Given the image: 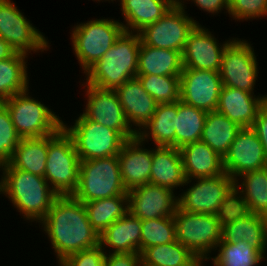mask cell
Listing matches in <instances>:
<instances>
[{
  "label": "cell",
  "instance_id": "obj_1",
  "mask_svg": "<svg viewBox=\"0 0 267 266\" xmlns=\"http://www.w3.org/2000/svg\"><path fill=\"white\" fill-rule=\"evenodd\" d=\"M39 226L47 235L58 264L71 254L99 245V234L88 220L84 203L72 195L58 196Z\"/></svg>",
  "mask_w": 267,
  "mask_h": 266
},
{
  "label": "cell",
  "instance_id": "obj_2",
  "mask_svg": "<svg viewBox=\"0 0 267 266\" xmlns=\"http://www.w3.org/2000/svg\"><path fill=\"white\" fill-rule=\"evenodd\" d=\"M0 194H4L23 219L40 223L59 196L40 175L14 168L9 162L0 165Z\"/></svg>",
  "mask_w": 267,
  "mask_h": 266
},
{
  "label": "cell",
  "instance_id": "obj_3",
  "mask_svg": "<svg viewBox=\"0 0 267 266\" xmlns=\"http://www.w3.org/2000/svg\"><path fill=\"white\" fill-rule=\"evenodd\" d=\"M139 33L123 31L110 49L84 74L85 82L101 89L115 90L137 77Z\"/></svg>",
  "mask_w": 267,
  "mask_h": 266
},
{
  "label": "cell",
  "instance_id": "obj_4",
  "mask_svg": "<svg viewBox=\"0 0 267 266\" xmlns=\"http://www.w3.org/2000/svg\"><path fill=\"white\" fill-rule=\"evenodd\" d=\"M117 155L81 160L79 183L72 196L83 203L114 196H128Z\"/></svg>",
  "mask_w": 267,
  "mask_h": 266
},
{
  "label": "cell",
  "instance_id": "obj_5",
  "mask_svg": "<svg viewBox=\"0 0 267 266\" xmlns=\"http://www.w3.org/2000/svg\"><path fill=\"white\" fill-rule=\"evenodd\" d=\"M123 31L122 22L113 18H94L72 27V49L83 73L102 58Z\"/></svg>",
  "mask_w": 267,
  "mask_h": 266
},
{
  "label": "cell",
  "instance_id": "obj_6",
  "mask_svg": "<svg viewBox=\"0 0 267 266\" xmlns=\"http://www.w3.org/2000/svg\"><path fill=\"white\" fill-rule=\"evenodd\" d=\"M80 162L72 138L62 127L48 135L44 178L59 196L72 195L76 191Z\"/></svg>",
  "mask_w": 267,
  "mask_h": 266
},
{
  "label": "cell",
  "instance_id": "obj_7",
  "mask_svg": "<svg viewBox=\"0 0 267 266\" xmlns=\"http://www.w3.org/2000/svg\"><path fill=\"white\" fill-rule=\"evenodd\" d=\"M29 93L28 88L2 102L18 135L21 138H40L56 133L62 127V118Z\"/></svg>",
  "mask_w": 267,
  "mask_h": 266
},
{
  "label": "cell",
  "instance_id": "obj_8",
  "mask_svg": "<svg viewBox=\"0 0 267 266\" xmlns=\"http://www.w3.org/2000/svg\"><path fill=\"white\" fill-rule=\"evenodd\" d=\"M74 125L62 122V128L72 138L80 160L118 155L127 141L118 131L88 120L82 113Z\"/></svg>",
  "mask_w": 267,
  "mask_h": 266
},
{
  "label": "cell",
  "instance_id": "obj_9",
  "mask_svg": "<svg viewBox=\"0 0 267 266\" xmlns=\"http://www.w3.org/2000/svg\"><path fill=\"white\" fill-rule=\"evenodd\" d=\"M173 218L177 241L195 257L209 259L222 239V227L215 214L191 213L177 207Z\"/></svg>",
  "mask_w": 267,
  "mask_h": 266
},
{
  "label": "cell",
  "instance_id": "obj_10",
  "mask_svg": "<svg viewBox=\"0 0 267 266\" xmlns=\"http://www.w3.org/2000/svg\"><path fill=\"white\" fill-rule=\"evenodd\" d=\"M185 3L176 2L159 20L141 30V41L148 46L183 53L189 33L199 24L189 16Z\"/></svg>",
  "mask_w": 267,
  "mask_h": 266
},
{
  "label": "cell",
  "instance_id": "obj_11",
  "mask_svg": "<svg viewBox=\"0 0 267 266\" xmlns=\"http://www.w3.org/2000/svg\"><path fill=\"white\" fill-rule=\"evenodd\" d=\"M36 28L12 0H0V37L16 52L29 56L49 50L51 43Z\"/></svg>",
  "mask_w": 267,
  "mask_h": 266
},
{
  "label": "cell",
  "instance_id": "obj_12",
  "mask_svg": "<svg viewBox=\"0 0 267 266\" xmlns=\"http://www.w3.org/2000/svg\"><path fill=\"white\" fill-rule=\"evenodd\" d=\"M253 47L240 38H234L226 46L219 71L223 86L254 94L259 64Z\"/></svg>",
  "mask_w": 267,
  "mask_h": 266
},
{
  "label": "cell",
  "instance_id": "obj_13",
  "mask_svg": "<svg viewBox=\"0 0 267 266\" xmlns=\"http://www.w3.org/2000/svg\"><path fill=\"white\" fill-rule=\"evenodd\" d=\"M82 86L87 98L82 114L88 120L118 131L126 140L137 137L125 117L115 90L101 89L86 82H83Z\"/></svg>",
  "mask_w": 267,
  "mask_h": 266
},
{
  "label": "cell",
  "instance_id": "obj_14",
  "mask_svg": "<svg viewBox=\"0 0 267 266\" xmlns=\"http://www.w3.org/2000/svg\"><path fill=\"white\" fill-rule=\"evenodd\" d=\"M184 185L189 188L178 195L179 209L191 213L215 214L226 193L234 185V180L224 172L216 177L186 179Z\"/></svg>",
  "mask_w": 267,
  "mask_h": 266
},
{
  "label": "cell",
  "instance_id": "obj_15",
  "mask_svg": "<svg viewBox=\"0 0 267 266\" xmlns=\"http://www.w3.org/2000/svg\"><path fill=\"white\" fill-rule=\"evenodd\" d=\"M234 39L219 43L200 23L189 33L182 53L183 69H199L219 72L226 46Z\"/></svg>",
  "mask_w": 267,
  "mask_h": 266
},
{
  "label": "cell",
  "instance_id": "obj_16",
  "mask_svg": "<svg viewBox=\"0 0 267 266\" xmlns=\"http://www.w3.org/2000/svg\"><path fill=\"white\" fill-rule=\"evenodd\" d=\"M222 86L219 72L183 69L180 75V100L206 112L216 111Z\"/></svg>",
  "mask_w": 267,
  "mask_h": 266
},
{
  "label": "cell",
  "instance_id": "obj_17",
  "mask_svg": "<svg viewBox=\"0 0 267 266\" xmlns=\"http://www.w3.org/2000/svg\"><path fill=\"white\" fill-rule=\"evenodd\" d=\"M174 192L150 183L137 186L127 193L129 212L140 220L173 216L178 207V196Z\"/></svg>",
  "mask_w": 267,
  "mask_h": 266
},
{
  "label": "cell",
  "instance_id": "obj_18",
  "mask_svg": "<svg viewBox=\"0 0 267 266\" xmlns=\"http://www.w3.org/2000/svg\"><path fill=\"white\" fill-rule=\"evenodd\" d=\"M267 167L262 144L251 128H242L223 157V169L233 180Z\"/></svg>",
  "mask_w": 267,
  "mask_h": 266
},
{
  "label": "cell",
  "instance_id": "obj_19",
  "mask_svg": "<svg viewBox=\"0 0 267 266\" xmlns=\"http://www.w3.org/2000/svg\"><path fill=\"white\" fill-rule=\"evenodd\" d=\"M138 137L127 140L117 155L123 185L127 191L150 183L152 148H146Z\"/></svg>",
  "mask_w": 267,
  "mask_h": 266
},
{
  "label": "cell",
  "instance_id": "obj_20",
  "mask_svg": "<svg viewBox=\"0 0 267 266\" xmlns=\"http://www.w3.org/2000/svg\"><path fill=\"white\" fill-rule=\"evenodd\" d=\"M115 92L129 125L138 133L153 117L158 103L145 91L138 77L128 79Z\"/></svg>",
  "mask_w": 267,
  "mask_h": 266
},
{
  "label": "cell",
  "instance_id": "obj_21",
  "mask_svg": "<svg viewBox=\"0 0 267 266\" xmlns=\"http://www.w3.org/2000/svg\"><path fill=\"white\" fill-rule=\"evenodd\" d=\"M267 102V95H255L222 86L216 110L242 128H251L258 112Z\"/></svg>",
  "mask_w": 267,
  "mask_h": 266
},
{
  "label": "cell",
  "instance_id": "obj_22",
  "mask_svg": "<svg viewBox=\"0 0 267 266\" xmlns=\"http://www.w3.org/2000/svg\"><path fill=\"white\" fill-rule=\"evenodd\" d=\"M141 233V220L128 211L99 235V245L105 253L141 254Z\"/></svg>",
  "mask_w": 267,
  "mask_h": 266
},
{
  "label": "cell",
  "instance_id": "obj_23",
  "mask_svg": "<svg viewBox=\"0 0 267 266\" xmlns=\"http://www.w3.org/2000/svg\"><path fill=\"white\" fill-rule=\"evenodd\" d=\"M154 147L150 184L167 187L173 191L179 189L177 187H184L186 178L180 149L172 146Z\"/></svg>",
  "mask_w": 267,
  "mask_h": 266
},
{
  "label": "cell",
  "instance_id": "obj_24",
  "mask_svg": "<svg viewBox=\"0 0 267 266\" xmlns=\"http://www.w3.org/2000/svg\"><path fill=\"white\" fill-rule=\"evenodd\" d=\"M180 152L186 179L210 178L224 173L223 158L201 140L184 145Z\"/></svg>",
  "mask_w": 267,
  "mask_h": 266
},
{
  "label": "cell",
  "instance_id": "obj_25",
  "mask_svg": "<svg viewBox=\"0 0 267 266\" xmlns=\"http://www.w3.org/2000/svg\"><path fill=\"white\" fill-rule=\"evenodd\" d=\"M124 31L139 33L165 15L177 0H120Z\"/></svg>",
  "mask_w": 267,
  "mask_h": 266
},
{
  "label": "cell",
  "instance_id": "obj_26",
  "mask_svg": "<svg viewBox=\"0 0 267 266\" xmlns=\"http://www.w3.org/2000/svg\"><path fill=\"white\" fill-rule=\"evenodd\" d=\"M182 71L181 52L155 48L141 41L137 75L180 76Z\"/></svg>",
  "mask_w": 267,
  "mask_h": 266
},
{
  "label": "cell",
  "instance_id": "obj_27",
  "mask_svg": "<svg viewBox=\"0 0 267 266\" xmlns=\"http://www.w3.org/2000/svg\"><path fill=\"white\" fill-rule=\"evenodd\" d=\"M177 114L178 102L158 104L153 117L137 133V137L145 144L150 139L155 146L175 147Z\"/></svg>",
  "mask_w": 267,
  "mask_h": 266
},
{
  "label": "cell",
  "instance_id": "obj_28",
  "mask_svg": "<svg viewBox=\"0 0 267 266\" xmlns=\"http://www.w3.org/2000/svg\"><path fill=\"white\" fill-rule=\"evenodd\" d=\"M223 242H247L266 257L267 250V217L250 213L222 227Z\"/></svg>",
  "mask_w": 267,
  "mask_h": 266
},
{
  "label": "cell",
  "instance_id": "obj_29",
  "mask_svg": "<svg viewBox=\"0 0 267 266\" xmlns=\"http://www.w3.org/2000/svg\"><path fill=\"white\" fill-rule=\"evenodd\" d=\"M241 129L236 122L217 110L207 112L200 140L223 158Z\"/></svg>",
  "mask_w": 267,
  "mask_h": 266
},
{
  "label": "cell",
  "instance_id": "obj_30",
  "mask_svg": "<svg viewBox=\"0 0 267 266\" xmlns=\"http://www.w3.org/2000/svg\"><path fill=\"white\" fill-rule=\"evenodd\" d=\"M48 154V136L21 138L9 163L16 169L44 177Z\"/></svg>",
  "mask_w": 267,
  "mask_h": 266
},
{
  "label": "cell",
  "instance_id": "obj_31",
  "mask_svg": "<svg viewBox=\"0 0 267 266\" xmlns=\"http://www.w3.org/2000/svg\"><path fill=\"white\" fill-rule=\"evenodd\" d=\"M28 57L16 52L11 58L0 61V102L29 88Z\"/></svg>",
  "mask_w": 267,
  "mask_h": 266
},
{
  "label": "cell",
  "instance_id": "obj_32",
  "mask_svg": "<svg viewBox=\"0 0 267 266\" xmlns=\"http://www.w3.org/2000/svg\"><path fill=\"white\" fill-rule=\"evenodd\" d=\"M91 226L100 235L128 211V196H114L84 203Z\"/></svg>",
  "mask_w": 267,
  "mask_h": 266
},
{
  "label": "cell",
  "instance_id": "obj_33",
  "mask_svg": "<svg viewBox=\"0 0 267 266\" xmlns=\"http://www.w3.org/2000/svg\"><path fill=\"white\" fill-rule=\"evenodd\" d=\"M251 213L267 217V167L246 172L234 180Z\"/></svg>",
  "mask_w": 267,
  "mask_h": 266
},
{
  "label": "cell",
  "instance_id": "obj_34",
  "mask_svg": "<svg viewBox=\"0 0 267 266\" xmlns=\"http://www.w3.org/2000/svg\"><path fill=\"white\" fill-rule=\"evenodd\" d=\"M207 112L183 101H178V114L176 117L175 148L200 141Z\"/></svg>",
  "mask_w": 267,
  "mask_h": 266
},
{
  "label": "cell",
  "instance_id": "obj_35",
  "mask_svg": "<svg viewBox=\"0 0 267 266\" xmlns=\"http://www.w3.org/2000/svg\"><path fill=\"white\" fill-rule=\"evenodd\" d=\"M216 250L217 255L209 258L213 266H258L266 258L259 250L242 240L236 243L221 240Z\"/></svg>",
  "mask_w": 267,
  "mask_h": 266
},
{
  "label": "cell",
  "instance_id": "obj_36",
  "mask_svg": "<svg viewBox=\"0 0 267 266\" xmlns=\"http://www.w3.org/2000/svg\"><path fill=\"white\" fill-rule=\"evenodd\" d=\"M195 255L179 241L146 248L141 253L142 266H186Z\"/></svg>",
  "mask_w": 267,
  "mask_h": 266
},
{
  "label": "cell",
  "instance_id": "obj_37",
  "mask_svg": "<svg viewBox=\"0 0 267 266\" xmlns=\"http://www.w3.org/2000/svg\"><path fill=\"white\" fill-rule=\"evenodd\" d=\"M145 91L158 104L180 100V76L137 75Z\"/></svg>",
  "mask_w": 267,
  "mask_h": 266
},
{
  "label": "cell",
  "instance_id": "obj_38",
  "mask_svg": "<svg viewBox=\"0 0 267 266\" xmlns=\"http://www.w3.org/2000/svg\"><path fill=\"white\" fill-rule=\"evenodd\" d=\"M141 253L154 245L176 241V227L173 216L141 220Z\"/></svg>",
  "mask_w": 267,
  "mask_h": 266
},
{
  "label": "cell",
  "instance_id": "obj_39",
  "mask_svg": "<svg viewBox=\"0 0 267 266\" xmlns=\"http://www.w3.org/2000/svg\"><path fill=\"white\" fill-rule=\"evenodd\" d=\"M248 202L243 197L242 192L233 185L226 193L221 205L217 209L215 216L221 227L240 220L250 214Z\"/></svg>",
  "mask_w": 267,
  "mask_h": 266
},
{
  "label": "cell",
  "instance_id": "obj_40",
  "mask_svg": "<svg viewBox=\"0 0 267 266\" xmlns=\"http://www.w3.org/2000/svg\"><path fill=\"white\" fill-rule=\"evenodd\" d=\"M20 140L8 109L0 102V165L11 160Z\"/></svg>",
  "mask_w": 267,
  "mask_h": 266
},
{
  "label": "cell",
  "instance_id": "obj_41",
  "mask_svg": "<svg viewBox=\"0 0 267 266\" xmlns=\"http://www.w3.org/2000/svg\"><path fill=\"white\" fill-rule=\"evenodd\" d=\"M228 14L235 22L265 18L267 17V0H232Z\"/></svg>",
  "mask_w": 267,
  "mask_h": 266
},
{
  "label": "cell",
  "instance_id": "obj_42",
  "mask_svg": "<svg viewBox=\"0 0 267 266\" xmlns=\"http://www.w3.org/2000/svg\"><path fill=\"white\" fill-rule=\"evenodd\" d=\"M106 253L100 245L69 255L59 266H104Z\"/></svg>",
  "mask_w": 267,
  "mask_h": 266
},
{
  "label": "cell",
  "instance_id": "obj_43",
  "mask_svg": "<svg viewBox=\"0 0 267 266\" xmlns=\"http://www.w3.org/2000/svg\"><path fill=\"white\" fill-rule=\"evenodd\" d=\"M104 266H142L140 253H106Z\"/></svg>",
  "mask_w": 267,
  "mask_h": 266
},
{
  "label": "cell",
  "instance_id": "obj_44",
  "mask_svg": "<svg viewBox=\"0 0 267 266\" xmlns=\"http://www.w3.org/2000/svg\"><path fill=\"white\" fill-rule=\"evenodd\" d=\"M251 129L259 138L263 147L265 160L267 161V102L258 112Z\"/></svg>",
  "mask_w": 267,
  "mask_h": 266
},
{
  "label": "cell",
  "instance_id": "obj_45",
  "mask_svg": "<svg viewBox=\"0 0 267 266\" xmlns=\"http://www.w3.org/2000/svg\"><path fill=\"white\" fill-rule=\"evenodd\" d=\"M184 1H191L200 10L208 12L209 14L211 13L213 16L215 14L218 15V13H221L224 9L226 10V13H228L229 10V4L226 0H177V2Z\"/></svg>",
  "mask_w": 267,
  "mask_h": 266
},
{
  "label": "cell",
  "instance_id": "obj_46",
  "mask_svg": "<svg viewBox=\"0 0 267 266\" xmlns=\"http://www.w3.org/2000/svg\"><path fill=\"white\" fill-rule=\"evenodd\" d=\"M16 51L11 47V45L0 37V61L11 58Z\"/></svg>",
  "mask_w": 267,
  "mask_h": 266
},
{
  "label": "cell",
  "instance_id": "obj_47",
  "mask_svg": "<svg viewBox=\"0 0 267 266\" xmlns=\"http://www.w3.org/2000/svg\"><path fill=\"white\" fill-rule=\"evenodd\" d=\"M209 261V259L202 258V257H195L189 264L186 266H205L206 261Z\"/></svg>",
  "mask_w": 267,
  "mask_h": 266
},
{
  "label": "cell",
  "instance_id": "obj_48",
  "mask_svg": "<svg viewBox=\"0 0 267 266\" xmlns=\"http://www.w3.org/2000/svg\"><path fill=\"white\" fill-rule=\"evenodd\" d=\"M93 1H98V2H100V1H102V0H93ZM103 1H108L109 3H110V0H103ZM112 2L113 1H116V0H111Z\"/></svg>",
  "mask_w": 267,
  "mask_h": 266
},
{
  "label": "cell",
  "instance_id": "obj_49",
  "mask_svg": "<svg viewBox=\"0 0 267 266\" xmlns=\"http://www.w3.org/2000/svg\"><path fill=\"white\" fill-rule=\"evenodd\" d=\"M226 1H227L228 4H230L232 0H226Z\"/></svg>",
  "mask_w": 267,
  "mask_h": 266
}]
</instances>
